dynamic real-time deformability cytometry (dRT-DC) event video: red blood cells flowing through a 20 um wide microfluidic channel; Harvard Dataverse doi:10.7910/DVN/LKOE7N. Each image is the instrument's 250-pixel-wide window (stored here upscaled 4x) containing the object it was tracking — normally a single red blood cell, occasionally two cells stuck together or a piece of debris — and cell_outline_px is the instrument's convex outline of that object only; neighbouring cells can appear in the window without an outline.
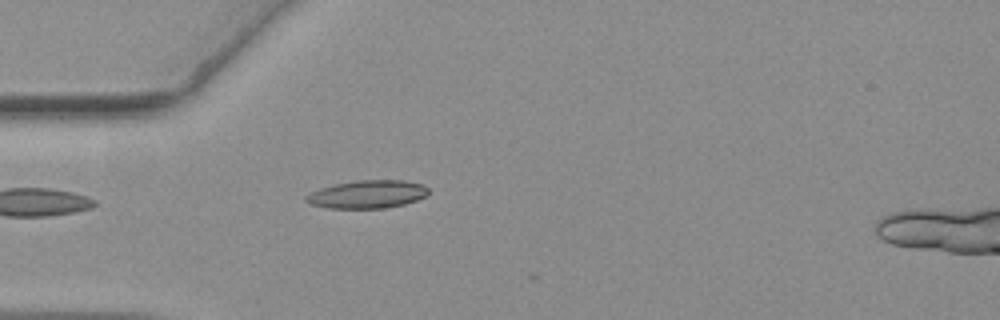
{"species": "common noctule bat (a hibernating species)", "species_latin": "Nyctalus noctula", "temperature_condition": "warm", "stored_images_in_passage": 40, "camera_frame_rate_fps": 3000, "um_per_image_px": 0.085, "animal": {"sex": "female", "body_mass_g": 19.3, "forearm_length_mm": 54.1}, "frame": {"image": 1, "passage_image": 1, "time_ms": 0.0, "image_size_px": [1000, 320], "cell_outline_px": [[428, 192], [424, 196], [416, 200], [404, 204], [384, 208], [328, 208], [308, 204], [304, 200], [304, 196], [320, 188], [332, 184], [360, 180], [404, 180], [424, 184], [428, 188]], "centroid_in_image_um": [31.19, 16.51], "position_along_channel_um": 53.8, "area_um2": 20.06}}
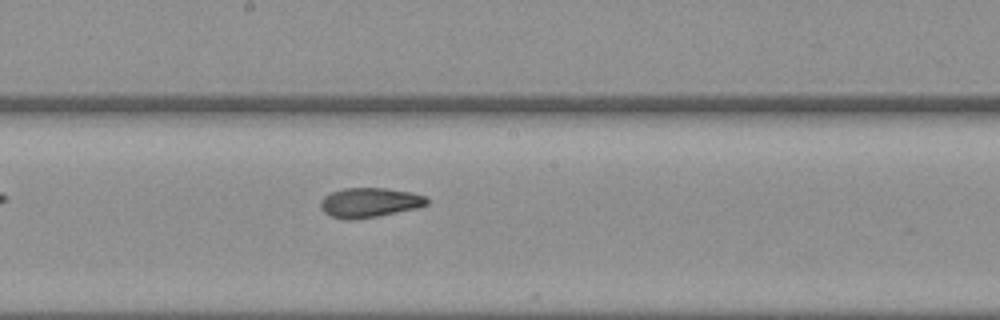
{"frame": {"image": 2, "passage_image": 15, "time_ms": 4.667, "image_size_px": [1000, 320], "cell_outline_px": [[428, 204], [420, 208], [376, 216], [332, 216], [324, 212], [320, 208], [320, 204], [324, 196], [332, 192], [344, 188], [384, 188], [412, 192], [424, 196], [428, 200]], "centroid_in_image_um": [31.48, 17.17], "position_along_channel_um": 216.7, "area_um2": 17.63}}
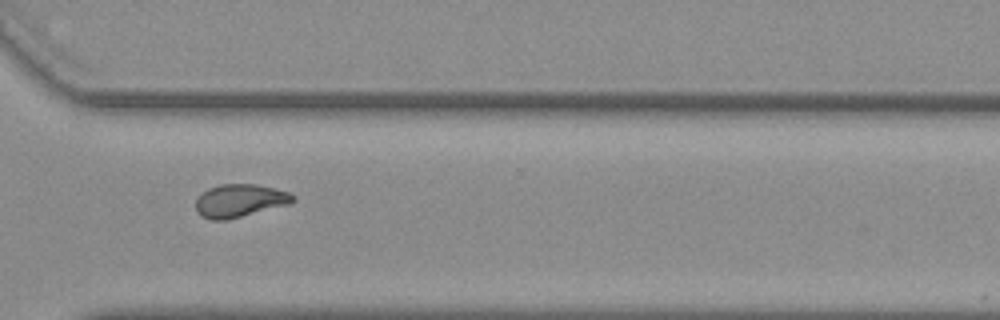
{"frame": {"image": 3, "passage_image": 26, "time_ms": 8.333, "image_size_px": [1000, 320], "cell_outline_px": [[296, 200], [288, 204], [228, 220], [212, 220], [200, 216], [196, 212], [196, 196], [200, 192], [208, 188], [220, 184], [256, 184], [288, 192], [296, 196]], "centroid_in_image_um": [20.32, 17.06], "position_along_channel_um": 350.3, "area_um2": 18.84}, "authors_computed_cell_mechanics": {"area_um2": 18.496, "velocity_mm_per_s": 3.6465, "shape_relaxation_time_tau1_ms": null, "shape_relaxation_time_tau2_ms": 2.6604, "deformation_change_tau1": null, "deformation_change_tau2": 0.0897}}